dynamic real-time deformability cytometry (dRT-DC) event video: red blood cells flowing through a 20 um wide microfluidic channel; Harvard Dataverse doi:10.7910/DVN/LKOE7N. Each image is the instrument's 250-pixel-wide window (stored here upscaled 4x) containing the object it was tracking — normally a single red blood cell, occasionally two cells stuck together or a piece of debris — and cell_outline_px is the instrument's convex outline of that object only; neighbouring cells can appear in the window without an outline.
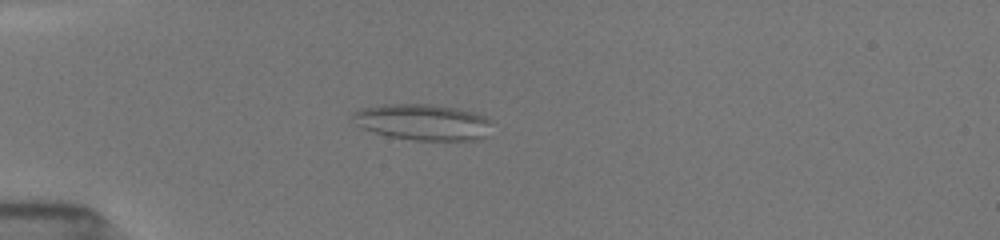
{"species": "common noctule bat (a hibernating species)", "species_latin": "Nyctalus noctula", "temperature_condition": "room temperature", "stored_images_in_passage": 56, "camera_frame_rate_fps": 3000, "um_per_image_px": 0.085, "animal": {"sex": "female", "body_mass_g": 19.5, "forearm_length_mm": 54.1}, "frame": {"image": 1, "passage_image": 4, "time_ms": 1.0, "image_size_px": [1000, 240], "cell_outline_px": [[492, 120], [484, 136], [472, 140], [412, 140], [388, 136], [364, 128], [356, 124], [352, 116], [352, 112], [360, 108], [384, 104], [432, 104], [456, 108], [484, 116]], "centroid_in_image_um": [35.89, 10.37], "position_along_channel_um": 49.1, "area_um2": 28.96}}
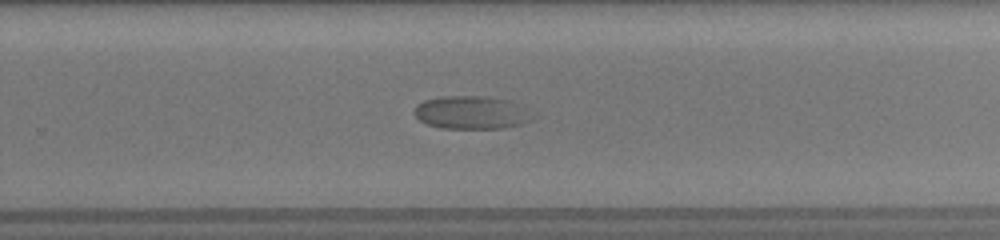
{"frame": {"image": 2, "passage_image": 27, "time_ms": 8.0, "image_size_px": [1000, 240], "cell_outline_px": [[532, 120], [524, 124], [500, 128], [440, 128], [428, 124], [420, 120], [416, 116], [416, 104], [424, 100], [440, 96], [488, 96], [512, 100], [532, 116]], "centroid_in_image_um": [40.06, 9.55], "position_along_channel_um": 289.7, "area_um2": 22.66}}
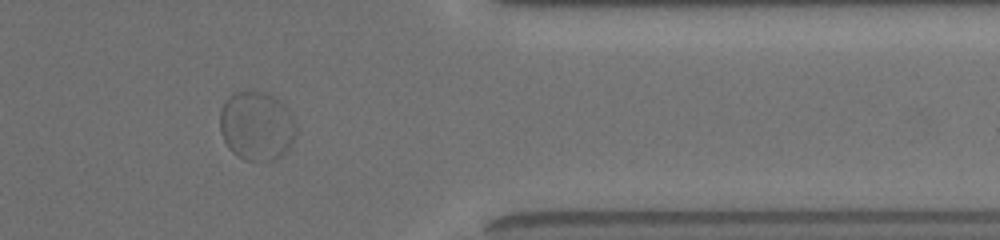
{"frame": {"image": 3, "passage_image": 41, "time_ms": 11.0, "image_size_px": [1000, 240], "cell_outline_px": [[296, 136], [292, 144], [276, 160], [244, 160], [236, 156], [228, 148], [220, 132], [220, 108], [228, 96], [236, 92], [260, 92], [272, 96], [284, 104], [288, 108], [292, 116], [296, 128]], "centroid_in_image_um": [21.8, 10.72], "position_along_channel_um": 389.6, "area_um2": 30.69}}